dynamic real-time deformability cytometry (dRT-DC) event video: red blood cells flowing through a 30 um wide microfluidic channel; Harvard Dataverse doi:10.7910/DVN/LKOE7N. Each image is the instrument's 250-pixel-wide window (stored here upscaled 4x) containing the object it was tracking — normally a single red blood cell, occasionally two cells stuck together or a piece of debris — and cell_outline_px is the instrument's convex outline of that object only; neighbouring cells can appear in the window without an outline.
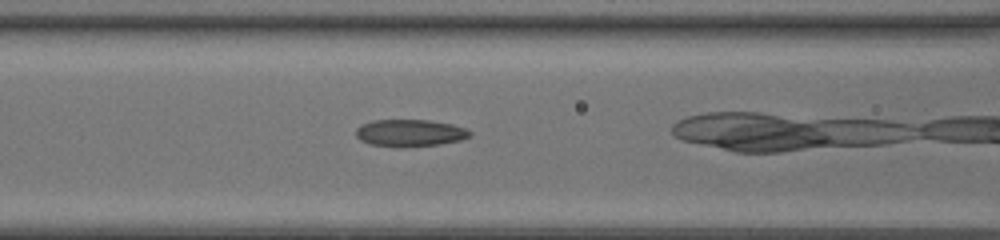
{"species": "common noctule bat (a hibernating species)", "species_latin": "Nyctalus noctula", "temperature_condition": "room temperature", "stored_images_in_passage": 27, "camera_frame_rate_fps": 3000, "um_per_image_px": 0.085, "animal": {"sex": "female", "body_mass_g": 20.0, "forearm_length_mm": 54.0}, "frame": {"image": 1, "passage_image": 12, "time_ms": 3.667, "image_size_px": [1000, 240], "cell_outline_px": [[472, 136], [460, 140], [440, 144], [368, 144], [360, 140], [356, 136], [356, 128], [360, 124], [372, 120], [428, 120], [452, 124], [464, 128], [472, 132]], "centroid_in_image_um": [34.85, 11.25], "position_along_channel_um": 131.8, "area_um2": 17.22}}